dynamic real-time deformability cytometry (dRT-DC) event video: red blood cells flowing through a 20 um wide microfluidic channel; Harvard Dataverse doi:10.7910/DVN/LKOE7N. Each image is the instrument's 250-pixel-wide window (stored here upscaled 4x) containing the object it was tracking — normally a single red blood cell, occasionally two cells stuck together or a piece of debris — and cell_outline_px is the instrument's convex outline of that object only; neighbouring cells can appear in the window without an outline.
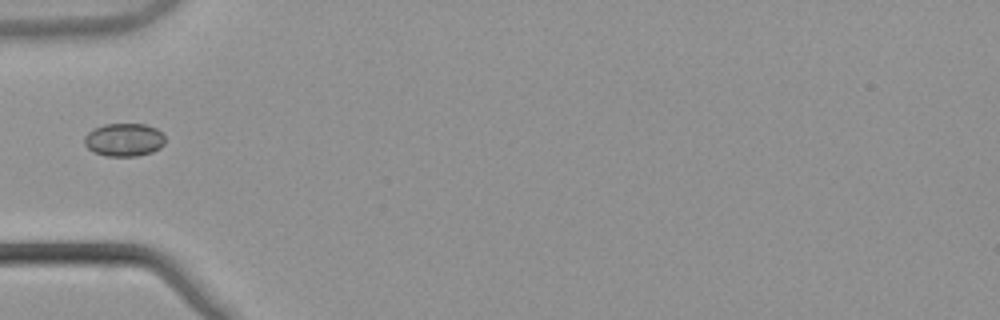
{"species": "common noctule bat (a hibernating species)", "species_latin": "Nyctalus noctula", "temperature_condition": "warm", "stored_images_in_passage": 15, "camera_frame_rate_fps": 3000, "um_per_image_px": 0.085, "animal": {"sex": "male", "body_mass_g": 21.5, "forearm_length_mm": 52.0}, "frame": {"image": 1, "passage_image": 1, "time_ms": 0.0, "image_size_px": [1000, 320], "cell_outline_px": [[164, 144], [160, 148], [152, 152], [136, 156], [108, 156], [96, 152], [88, 148], [84, 144], [84, 136], [88, 132], [104, 124], [144, 124], [156, 128], [164, 136]], "centroid_in_image_um": [10.55, 11.88], "position_along_channel_um": 74.4, "area_um2": 15.43}}